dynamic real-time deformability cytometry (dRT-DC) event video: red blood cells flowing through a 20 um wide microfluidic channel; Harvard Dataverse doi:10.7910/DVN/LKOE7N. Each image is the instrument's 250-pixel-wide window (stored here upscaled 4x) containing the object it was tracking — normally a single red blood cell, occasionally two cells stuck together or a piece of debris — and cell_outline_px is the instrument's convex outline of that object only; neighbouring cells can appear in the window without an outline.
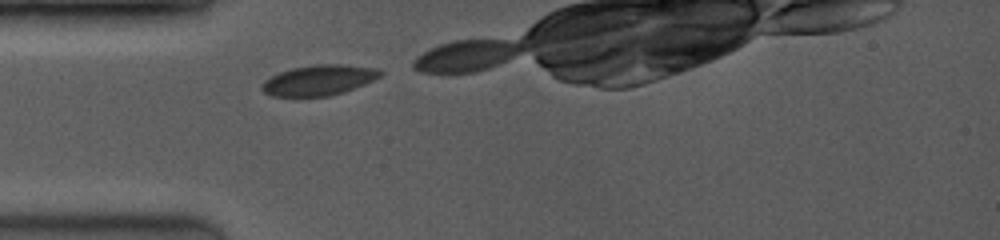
{"species": "common noctule bat (a hibernating species)", "species_latin": "Nyctalus noctula", "temperature_condition": "room temperature", "stored_images_in_passage": 4, "camera_frame_rate_fps": 3500, "um_per_image_px": 0.085, "animal": {"sex": "female", "body_mass_g": 19.0, "forearm_length_mm": 53.3}, "frame": {"image": 1, "passage_image": 1, "time_ms": 0.0, "image_size_px": [1000, 240], "cell_outline_px": [[384, 72], [380, 76], [364, 84], [344, 92], [328, 96], [272, 96], [264, 92], [260, 88], [260, 84], [264, 80], [280, 72], [292, 68], [316, 64], [340, 64], [376, 68]], "centroid_in_image_um": [27.08, 6.81], "position_along_channel_um": 57.9, "area_um2": 20.87}}